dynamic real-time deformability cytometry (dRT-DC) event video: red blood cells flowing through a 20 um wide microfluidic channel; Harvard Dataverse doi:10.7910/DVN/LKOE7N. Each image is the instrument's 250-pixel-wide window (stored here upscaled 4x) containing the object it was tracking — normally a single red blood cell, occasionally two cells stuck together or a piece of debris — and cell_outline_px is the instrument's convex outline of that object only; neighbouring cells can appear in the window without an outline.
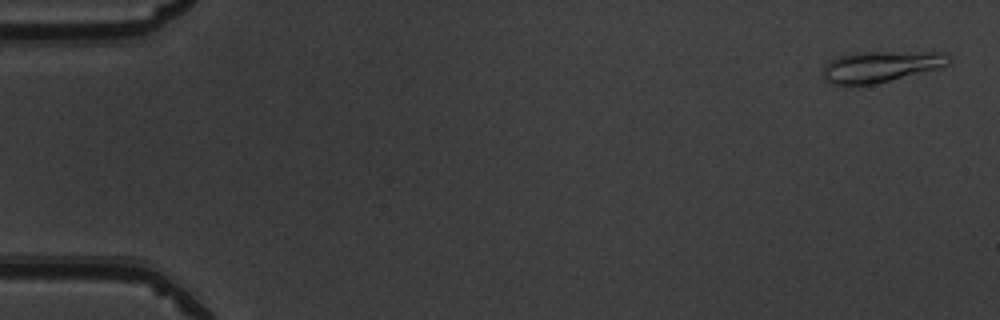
{"species": "common noctule bat (a hibernating species)", "species_latin": "Nyctalus noctula", "temperature_condition": "warm", "stored_images_in_passage": 51, "camera_frame_rate_fps": 3000, "um_per_image_px": 0.085, "animal": {"sex": "male", "body_mass_g": 19.5, "forearm_length_mm": 54.6}, "frame": {"image": 1, "passage_image": 2, "time_ms": 0.333, "image_size_px": [1000, 320], "cell_outline_px": [[952, 56], [948, 64], [936, 68], [872, 84], [832, 84], [824, 80], [824, 68], [832, 60], [840, 56], [852, 52], [944, 52]], "centroid_in_image_um": [74.87, 5.63], "position_along_channel_um": 10.1, "area_um2": 22.2}}
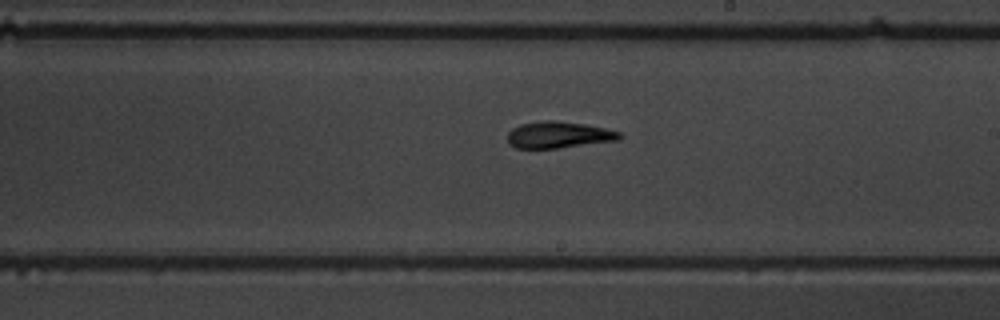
{"frame": {"image": 2, "passage_image": 30, "time_ms": 9.667, "image_size_px": [1000, 320], "cell_outline_px": [[624, 136], [620, 140], [556, 148], [516, 148], [508, 144], [508, 132], [512, 128], [520, 124], [544, 120], [556, 120], [584, 124], [604, 128], [620, 132]], "centroid_in_image_um": [47.48, 11.46], "position_along_channel_um": 241.5, "area_um2": 17.4}}
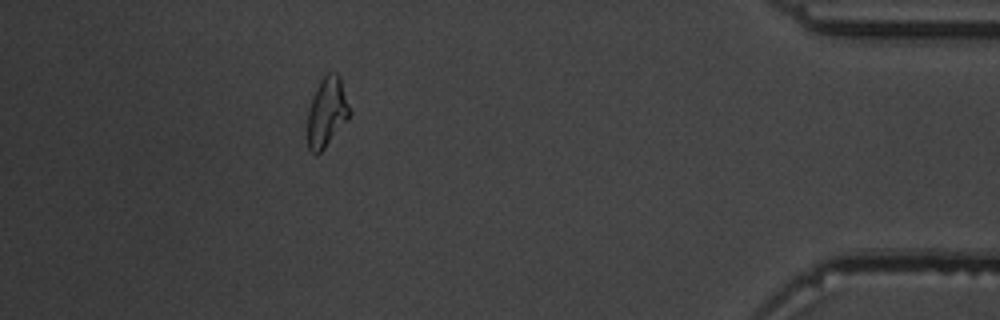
{"frame": {"image": 3, "passage_image": 46, "time_ms": 15.0, "image_size_px": [1000, 320], "cell_outline_px": [[352, 112], [348, 120], [324, 148], [316, 156], [308, 148], [308, 108], [316, 88], [320, 80], [328, 72], [336, 72], [340, 76]], "centroid_in_image_um": [27.8, 9.52], "position_along_channel_um": 407.4, "area_um2": 17.22}, "authors_computed_cell_mechanics": {"area_um2": 17.34, "velocity_mm_per_s": 4.0033, "shape_relaxation_time_tau1_ms": 6.578, "shape_relaxation_time_tau2_ms": 1.909, "deformation_change_tau1": 0.246, "deformation_change_tau2": 0.1104}}